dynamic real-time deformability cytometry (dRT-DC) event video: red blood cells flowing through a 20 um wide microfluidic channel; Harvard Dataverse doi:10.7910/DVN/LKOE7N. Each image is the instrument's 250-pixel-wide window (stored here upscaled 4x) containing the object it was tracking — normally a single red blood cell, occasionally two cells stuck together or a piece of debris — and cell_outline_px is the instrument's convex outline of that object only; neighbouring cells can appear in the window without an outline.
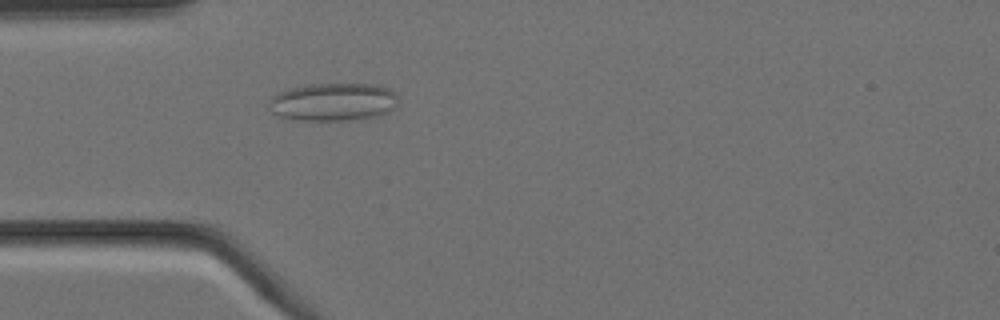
{"species": "Egyptian fruit bat (a non-hibernating species)", "species_latin": "Rousettus aegyptiacus", "temperature_condition": "cold", "stored_images_in_passage": 4, "camera_frame_rate_fps": 3000, "um_per_image_px": 0.085, "animal": {"sex": "female"}, "frame": {"image": 1, "passage_image": 4, "time_ms": 1.0, "image_size_px": [1000, 320], "cell_outline_px": [[396, 108], [380, 116], [348, 120], [296, 120], [280, 116], [272, 112], [268, 100], [276, 92], [288, 88], [312, 84], [372, 84], [388, 88], [396, 92]], "centroid_in_image_um": [28.32, 8.66], "position_along_channel_um": 56.7, "area_um2": 28.78}}